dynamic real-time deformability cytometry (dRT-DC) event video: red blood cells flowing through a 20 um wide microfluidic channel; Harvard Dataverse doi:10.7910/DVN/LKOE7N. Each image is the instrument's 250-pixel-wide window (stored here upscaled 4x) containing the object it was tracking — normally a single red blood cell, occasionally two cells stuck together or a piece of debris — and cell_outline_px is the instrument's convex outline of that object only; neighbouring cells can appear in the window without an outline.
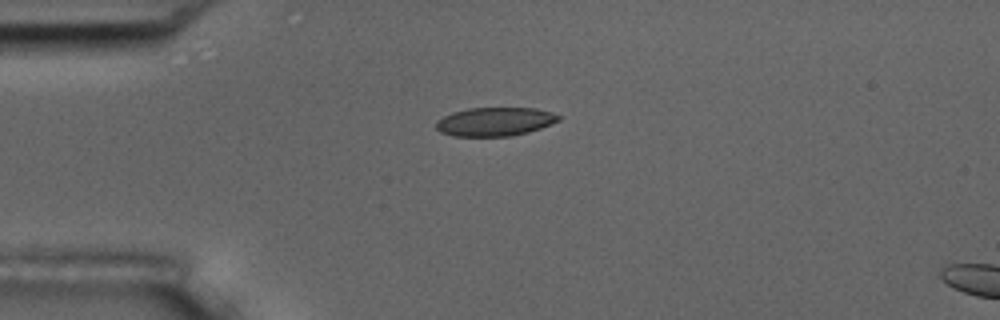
{"species": "common noctule bat (a hibernating species)", "species_latin": "Nyctalus noctula", "temperature_condition": "room temperature", "stored_images_in_passage": 14, "camera_frame_rate_fps": 3000, "um_per_image_px": 0.085, "animal": {"sex": "male", "body_mass_g": 17.5, "forearm_length_mm": 52.3}, "frame": {"image": 1, "passage_image": 3, "time_ms": 3.333, "image_size_px": [1000, 320], "cell_outline_px": [[560, 120], [552, 124], [528, 132], [512, 136], [452, 136], [440, 132], [436, 128], [436, 120], [452, 112], [468, 108], [536, 108], [552, 112], [560, 116]], "centroid_in_image_um": [42.06, 10.34], "position_along_channel_um": 42.9, "area_um2": 20.58}}
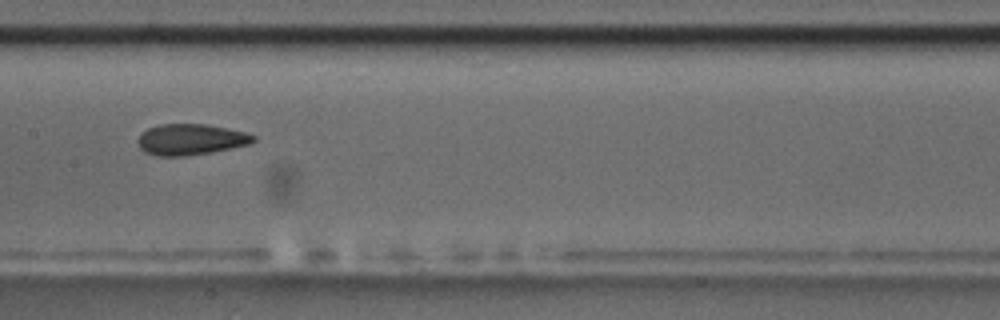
{"frame": {"image": 2, "passage_image": 7, "time_ms": 8.0, "image_size_px": [1000, 320], "cell_outline_px": [[256, 140], [252, 144], [208, 152], [184, 156], [156, 156], [144, 152], [140, 148], [136, 140], [148, 128], [160, 124], [204, 124], [244, 132], [256, 136]], "centroid_in_image_um": [16.19, 11.86], "position_along_channel_um": 191.2, "area_um2": 20.69}, "authors_computed_cell_mechanics": {"area_um2": 20.5768, "velocity_mm_per_s": 3.6523, "shape_relaxation_time_tau1_ms": null, "shape_relaxation_time_tau2_ms": 2.0256, "deformation_change_tau1": null, "deformation_change_tau2": 0.0585}}